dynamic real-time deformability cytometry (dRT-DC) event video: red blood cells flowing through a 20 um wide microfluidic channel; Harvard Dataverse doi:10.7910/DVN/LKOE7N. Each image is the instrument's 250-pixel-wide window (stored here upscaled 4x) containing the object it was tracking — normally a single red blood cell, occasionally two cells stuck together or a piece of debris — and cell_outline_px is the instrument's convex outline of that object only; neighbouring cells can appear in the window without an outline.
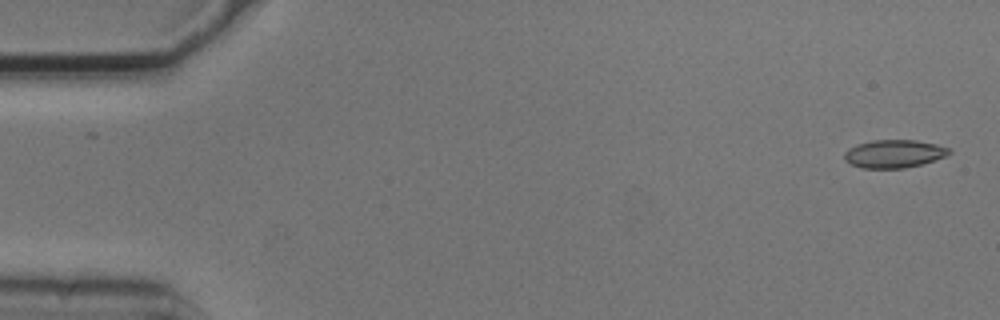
{"species": "common noctule bat (a hibernating species)", "species_latin": "Nyctalus noctula", "temperature_condition": "cold", "stored_images_in_passage": 4, "camera_frame_rate_fps": 3000, "um_per_image_px": 0.085, "animal": {"sex": "male", "body_mass_g": 20.5, "forearm_length_mm": 52.5}, "frame": {"image": 1, "passage_image": 1, "time_ms": 0.0, "image_size_px": [1000, 320], "cell_outline_px": [[952, 152], [944, 156], [920, 164], [904, 168], [864, 168], [852, 164], [844, 160], [844, 152], [848, 148], [856, 144], [872, 140], [916, 140], [936, 144], [948, 148]], "centroid_in_image_um": [75.94, 13.06], "position_along_channel_um": 9.1, "area_um2": 16.94}}
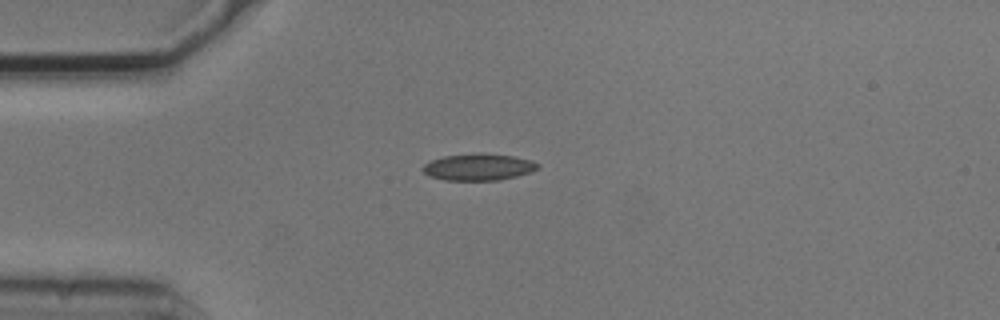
{"frame": {"image": 2, "passage_image": 4, "time_ms": 1.0, "image_size_px": [1000, 320], "cell_outline_px": [[540, 168], [532, 172], [500, 180], [444, 180], [428, 176], [420, 168], [428, 160], [444, 156], [480, 152], [512, 156], [532, 160], [540, 164]], "centroid_in_image_um": [40.66, 14.19], "position_along_channel_um": 44.3, "area_um2": 18.26}}